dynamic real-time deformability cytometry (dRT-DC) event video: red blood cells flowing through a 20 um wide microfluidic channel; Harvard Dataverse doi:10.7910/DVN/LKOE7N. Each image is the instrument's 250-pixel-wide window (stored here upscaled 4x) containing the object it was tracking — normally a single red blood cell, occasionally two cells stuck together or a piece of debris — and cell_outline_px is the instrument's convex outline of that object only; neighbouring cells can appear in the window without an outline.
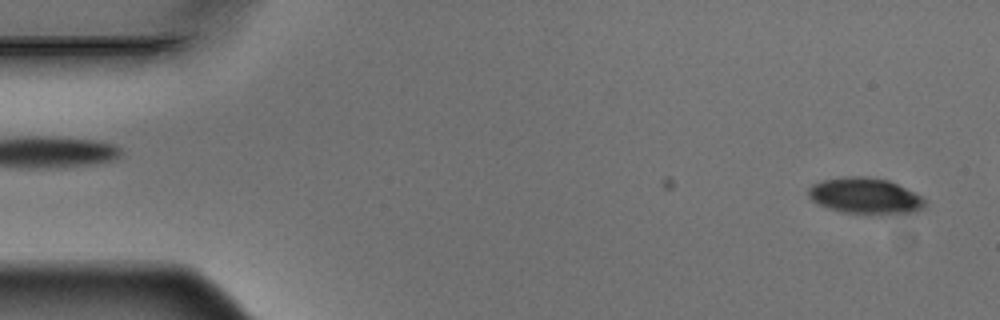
{"species": "Egyptian fruit bat (a non-hibernating species)", "species_latin": "Rousettus aegyptiacus", "temperature_condition": "warm", "stored_images_in_passage": 3, "camera_frame_rate_fps": 3000, "um_per_image_px": 0.085, "animal": {"sex": "male"}, "frame": {"image": 1, "passage_image": 3, "time_ms": 0.667, "image_size_px": [1000, 320], "cell_outline_px": [[924, 208], [916, 212], [896, 216], [888, 216], [840, 212], [828, 208], [812, 200], [808, 196], [808, 188], [812, 184], [820, 180], [844, 176], [864, 176], [888, 180], [920, 196], [924, 200]], "centroid_in_image_um": [73.53, 16.69], "position_along_channel_um": 11.5, "area_um2": 25.03}}